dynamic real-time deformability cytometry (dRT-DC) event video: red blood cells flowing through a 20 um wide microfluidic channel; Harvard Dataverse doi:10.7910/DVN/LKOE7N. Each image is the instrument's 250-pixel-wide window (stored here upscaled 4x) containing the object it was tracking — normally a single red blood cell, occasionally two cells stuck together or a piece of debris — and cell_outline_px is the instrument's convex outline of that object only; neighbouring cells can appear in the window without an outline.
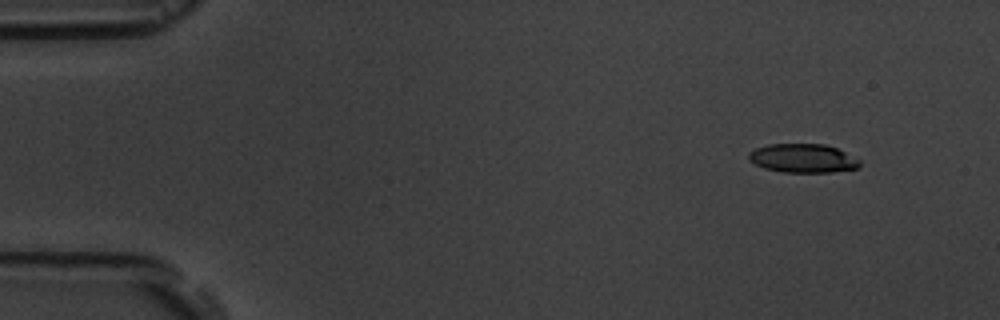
{"species": "common noctule bat (a hibernating species)", "species_latin": "Nyctalus noctula", "temperature_condition": "room temperature", "stored_images_in_passage": 8, "camera_frame_rate_fps": 3000, "um_per_image_px": 0.085, "animal": {"sex": "male", "body_mass_g": 19.5, "forearm_length_mm": 54.6}, "frame": {"image": 1, "passage_image": 1, "time_ms": 0.0, "image_size_px": [1000, 320], "cell_outline_px": [[860, 164], [856, 168], [832, 172], [784, 172], [764, 168], [748, 160], [748, 152], [756, 148], [768, 144], [824, 144], [836, 148], [860, 160]], "centroid_in_image_um": [68.21, 13.45], "position_along_channel_um": 16.8, "area_um2": 18.5}}
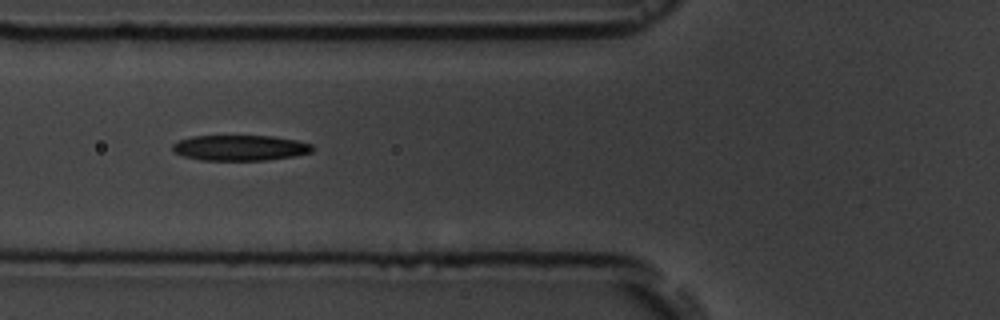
{"frame": {"image": 2, "passage_image": 5, "time_ms": 5.333, "image_size_px": [1000, 320], "cell_outline_px": [[312, 152], [292, 156], [268, 160], [200, 160], [184, 156], [172, 152], [172, 144], [176, 140], [192, 136], [272, 136], [296, 140], [312, 144]], "centroid_in_image_um": [20.34, 12.56], "position_along_channel_um": 105.5, "area_um2": 20.87}}
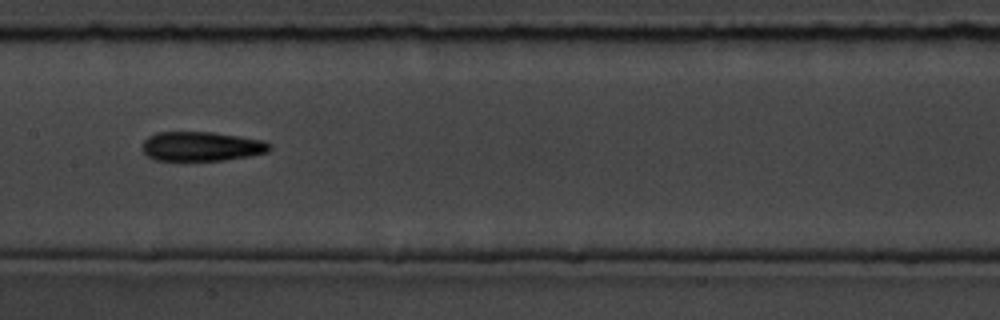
{"frame": {"image": 3, "passage_image": 7, "time_ms": 7.667, "image_size_px": [1000, 320], "cell_outline_px": [[272, 148], [268, 152], [248, 156], [224, 160], [156, 160], [148, 156], [140, 148], [144, 140], [148, 136], [156, 132], [212, 132], [240, 136], [264, 140], [272, 144]], "centroid_in_image_um": [17.13, 12.43], "position_along_channel_um": 190.3, "area_um2": 21.96}}